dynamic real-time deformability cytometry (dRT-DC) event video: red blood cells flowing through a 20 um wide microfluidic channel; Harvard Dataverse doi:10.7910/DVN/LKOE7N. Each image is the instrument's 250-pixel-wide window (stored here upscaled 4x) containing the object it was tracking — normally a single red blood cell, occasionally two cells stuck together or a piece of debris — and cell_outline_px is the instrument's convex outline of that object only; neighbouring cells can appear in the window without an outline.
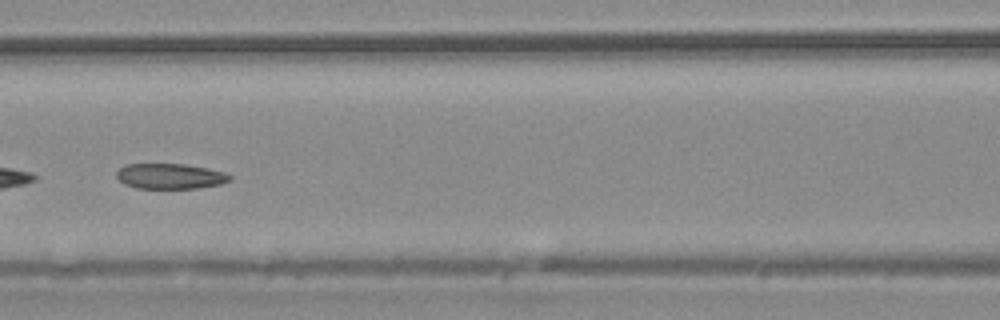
{"species": "common noctule bat (a hibernating species)", "species_latin": "Nyctalus noctula", "temperature_condition": "warm", "stored_images_in_passage": 49, "camera_frame_rate_fps": 3000, "um_per_image_px": 0.085, "animal": {"sex": "male", "body_mass_g": 20.4}, "frame": {"image": 1, "passage_image": 24, "time_ms": 7.667, "image_size_px": [1000, 320], "cell_outline_px": [[232, 180], [220, 184], [200, 188], [136, 188], [124, 184], [116, 176], [116, 172], [120, 168], [128, 164], [184, 164], [208, 168], [224, 172], [232, 176]], "centroid_in_image_um": [14.49, 14.98], "position_along_channel_um": 152.1, "area_um2": 16.76}}
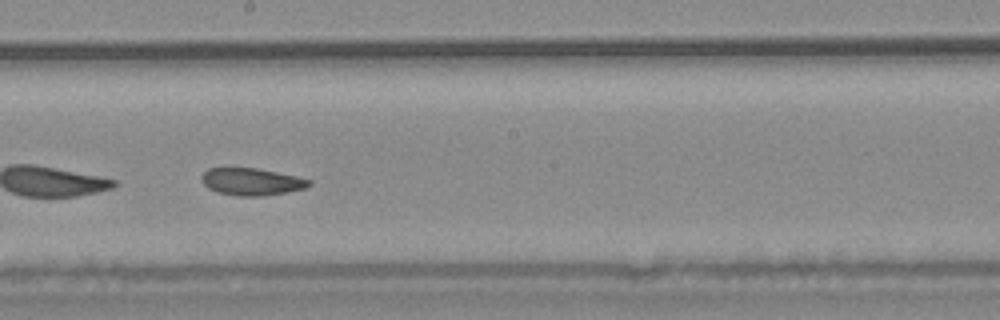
{"frame": {"image": 2, "passage_image": 30, "time_ms": 9.667, "image_size_px": [1000, 320], "cell_outline_px": [[312, 184], [304, 188], [288, 192], [260, 196], [236, 196], [220, 192], [208, 188], [200, 180], [200, 176], [208, 168], [256, 168], [296, 176], [312, 180]], "centroid_in_image_um": [21.38, 15.44], "position_along_channel_um": 226.8, "area_um2": 16.99}, "authors_computed_cell_mechanics": {"area_um2": 18.6694, "velocity_mm_per_s": 3.7448, "shape_relaxation_time_tau1_ms": null, "shape_relaxation_time_tau2_ms": 5.4643, "deformation_change_tau1": null, "deformation_change_tau2": 0.1167}}